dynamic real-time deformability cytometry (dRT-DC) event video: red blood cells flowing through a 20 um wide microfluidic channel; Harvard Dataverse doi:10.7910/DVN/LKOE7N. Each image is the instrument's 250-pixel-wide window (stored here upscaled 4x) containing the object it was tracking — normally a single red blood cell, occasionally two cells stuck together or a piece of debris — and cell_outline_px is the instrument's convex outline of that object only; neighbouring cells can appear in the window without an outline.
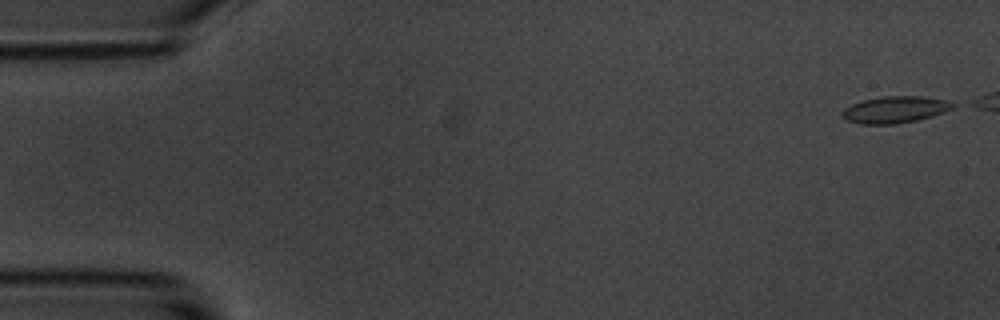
{"species": "common noctule bat (a hibernating species)", "species_latin": "Nyctalus noctula", "temperature_condition": "room temperature", "stored_images_in_passage": 6, "camera_frame_rate_fps": 3000, "um_per_image_px": 0.085, "animal": {"sex": "male", "body_mass_g": 20.1, "forearm_length_mm": 53.5}, "frame": {"image": 1, "passage_image": 1, "time_ms": 0.0, "image_size_px": [1000, 320], "cell_outline_px": [[956, 104], [952, 108], [944, 112], [932, 116], [916, 120], [896, 124], [860, 124], [848, 120], [840, 112], [844, 108], [852, 104], [864, 100], [880, 96], [924, 96], [948, 100]], "centroid_in_image_um": [76.1, 9.31], "position_along_channel_um": 8.9, "area_um2": 17.22}}